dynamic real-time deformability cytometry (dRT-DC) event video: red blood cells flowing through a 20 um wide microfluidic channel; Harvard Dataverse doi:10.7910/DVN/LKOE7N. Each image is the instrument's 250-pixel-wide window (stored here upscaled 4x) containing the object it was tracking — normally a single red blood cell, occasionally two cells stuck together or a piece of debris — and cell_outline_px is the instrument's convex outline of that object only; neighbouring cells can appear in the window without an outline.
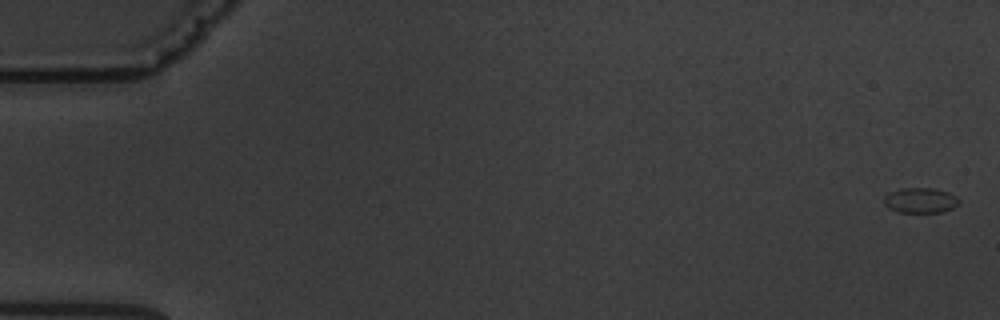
{"species": "common noctule bat (a hibernating species)", "species_latin": "Nyctalus noctula", "temperature_condition": "warm", "stored_images_in_passage": 9, "camera_frame_rate_fps": 3000, "um_per_image_px": 0.085, "animal": {"sex": "male", "body_mass_g": 19.5, "forearm_length_mm": 54.6}, "frame": {"image": 1, "passage_image": 1, "time_ms": 0.0, "image_size_px": [1000, 320], "cell_outline_px": [[960, 204], [952, 208], [940, 212], [896, 212], [888, 208], [884, 204], [884, 196], [888, 192], [900, 188], [932, 188], [948, 192], [956, 196], [960, 200]], "centroid_in_image_um": [78.21, 17.02], "position_along_channel_um": 6.8, "area_um2": 11.16}}
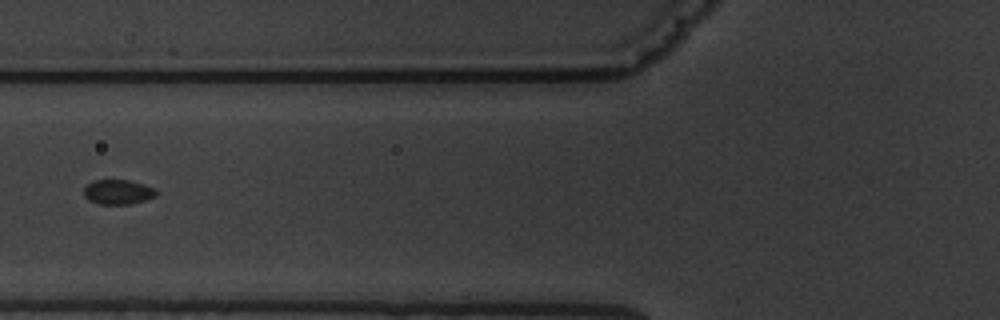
{"frame": {"image": 2, "passage_image": 7, "time_ms": 7.333, "image_size_px": [1000, 320], "cell_outline_px": [[156, 196], [132, 204], [100, 204], [88, 200], [84, 196], [84, 188], [92, 180], [128, 180], [156, 188]], "centroid_in_image_um": [10.02, 16.32], "position_along_channel_um": 115.8, "area_um2": 10.4}}
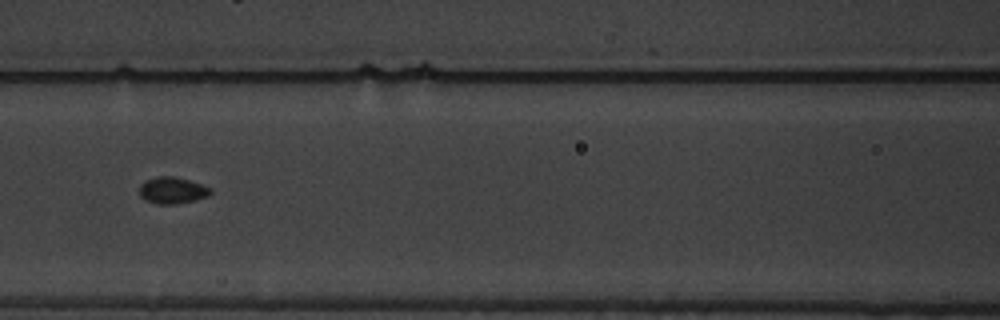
{"frame": {"image": 3, "passage_image": 8, "time_ms": 8.333, "image_size_px": [1000, 320], "cell_outline_px": [[212, 192], [208, 196], [196, 200], [176, 204], [156, 204], [144, 200], [140, 196], [140, 184], [144, 180], [156, 176], [172, 176], [188, 180], [212, 188]], "centroid_in_image_um": [14.63, 16.18], "position_along_channel_um": 152.0, "area_um2": 11.16}}